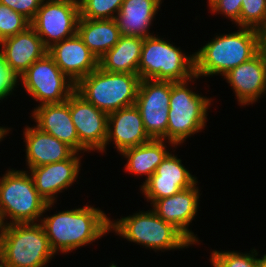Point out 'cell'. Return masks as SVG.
<instances>
[{"instance_id": "d6a6232c", "label": "cell", "mask_w": 266, "mask_h": 267, "mask_svg": "<svg viewBox=\"0 0 266 267\" xmlns=\"http://www.w3.org/2000/svg\"><path fill=\"white\" fill-rule=\"evenodd\" d=\"M11 130V127L9 128L8 126H0V143L2 142V140L4 141L5 137L9 134Z\"/></svg>"}, {"instance_id": "83f0119b", "label": "cell", "mask_w": 266, "mask_h": 267, "mask_svg": "<svg viewBox=\"0 0 266 267\" xmlns=\"http://www.w3.org/2000/svg\"><path fill=\"white\" fill-rule=\"evenodd\" d=\"M240 27L254 28L266 33V0H242Z\"/></svg>"}, {"instance_id": "836d02e7", "label": "cell", "mask_w": 266, "mask_h": 267, "mask_svg": "<svg viewBox=\"0 0 266 267\" xmlns=\"http://www.w3.org/2000/svg\"><path fill=\"white\" fill-rule=\"evenodd\" d=\"M4 228H5V223H4L2 216L0 214V248H1V243H2V239H3Z\"/></svg>"}, {"instance_id": "9a60e30c", "label": "cell", "mask_w": 266, "mask_h": 267, "mask_svg": "<svg viewBox=\"0 0 266 267\" xmlns=\"http://www.w3.org/2000/svg\"><path fill=\"white\" fill-rule=\"evenodd\" d=\"M198 181L191 187L180 192L157 199L152 205L155 213L165 222L174 225L194 245H200L198 235L194 234L189 225L195 219L200 205V188Z\"/></svg>"}, {"instance_id": "7402d4cb", "label": "cell", "mask_w": 266, "mask_h": 267, "mask_svg": "<svg viewBox=\"0 0 266 267\" xmlns=\"http://www.w3.org/2000/svg\"><path fill=\"white\" fill-rule=\"evenodd\" d=\"M163 0H124L115 21L122 36L146 38Z\"/></svg>"}, {"instance_id": "ac0fdd59", "label": "cell", "mask_w": 266, "mask_h": 267, "mask_svg": "<svg viewBox=\"0 0 266 267\" xmlns=\"http://www.w3.org/2000/svg\"><path fill=\"white\" fill-rule=\"evenodd\" d=\"M152 138L147 134L139 109L133 105L108 114L107 146L112 142L117 153L147 143Z\"/></svg>"}, {"instance_id": "6da1fadb", "label": "cell", "mask_w": 266, "mask_h": 267, "mask_svg": "<svg viewBox=\"0 0 266 267\" xmlns=\"http://www.w3.org/2000/svg\"><path fill=\"white\" fill-rule=\"evenodd\" d=\"M45 216V217H44ZM111 217L99 207L84 205L42 215L40 224L48 238L52 251L67 254L80 247L93 244L110 233Z\"/></svg>"}, {"instance_id": "9c48e42d", "label": "cell", "mask_w": 266, "mask_h": 267, "mask_svg": "<svg viewBox=\"0 0 266 267\" xmlns=\"http://www.w3.org/2000/svg\"><path fill=\"white\" fill-rule=\"evenodd\" d=\"M19 82L28 96L39 102L36 106L65 102L75 91V83L60 70L48 53L35 61L19 77Z\"/></svg>"}, {"instance_id": "2e32d148", "label": "cell", "mask_w": 266, "mask_h": 267, "mask_svg": "<svg viewBox=\"0 0 266 267\" xmlns=\"http://www.w3.org/2000/svg\"><path fill=\"white\" fill-rule=\"evenodd\" d=\"M229 84L238 105L258 103L266 95V54L261 50L247 62L241 63L223 76Z\"/></svg>"}, {"instance_id": "7c38bea8", "label": "cell", "mask_w": 266, "mask_h": 267, "mask_svg": "<svg viewBox=\"0 0 266 267\" xmlns=\"http://www.w3.org/2000/svg\"><path fill=\"white\" fill-rule=\"evenodd\" d=\"M171 151L158 165L154 174L140 185V193L152 205L157 199L172 196L193 186L197 177L182 164V160Z\"/></svg>"}, {"instance_id": "f35d334b", "label": "cell", "mask_w": 266, "mask_h": 267, "mask_svg": "<svg viewBox=\"0 0 266 267\" xmlns=\"http://www.w3.org/2000/svg\"><path fill=\"white\" fill-rule=\"evenodd\" d=\"M0 267H5L0 259Z\"/></svg>"}, {"instance_id": "e575fe53", "label": "cell", "mask_w": 266, "mask_h": 267, "mask_svg": "<svg viewBox=\"0 0 266 267\" xmlns=\"http://www.w3.org/2000/svg\"><path fill=\"white\" fill-rule=\"evenodd\" d=\"M258 251V259H259V266L260 267H266V254L260 256Z\"/></svg>"}, {"instance_id": "d4e9b609", "label": "cell", "mask_w": 266, "mask_h": 267, "mask_svg": "<svg viewBox=\"0 0 266 267\" xmlns=\"http://www.w3.org/2000/svg\"><path fill=\"white\" fill-rule=\"evenodd\" d=\"M143 40L121 35L118 43L98 60V67L108 72L138 74Z\"/></svg>"}, {"instance_id": "d590c367", "label": "cell", "mask_w": 266, "mask_h": 267, "mask_svg": "<svg viewBox=\"0 0 266 267\" xmlns=\"http://www.w3.org/2000/svg\"><path fill=\"white\" fill-rule=\"evenodd\" d=\"M262 50L266 54V33H264L263 40H262Z\"/></svg>"}, {"instance_id": "74e56055", "label": "cell", "mask_w": 266, "mask_h": 267, "mask_svg": "<svg viewBox=\"0 0 266 267\" xmlns=\"http://www.w3.org/2000/svg\"><path fill=\"white\" fill-rule=\"evenodd\" d=\"M4 40V38L0 35V44Z\"/></svg>"}, {"instance_id": "8992f818", "label": "cell", "mask_w": 266, "mask_h": 267, "mask_svg": "<svg viewBox=\"0 0 266 267\" xmlns=\"http://www.w3.org/2000/svg\"><path fill=\"white\" fill-rule=\"evenodd\" d=\"M138 75L141 80L186 81L195 76V57L180 46L154 34L144 38Z\"/></svg>"}, {"instance_id": "5bb4252c", "label": "cell", "mask_w": 266, "mask_h": 267, "mask_svg": "<svg viewBox=\"0 0 266 267\" xmlns=\"http://www.w3.org/2000/svg\"><path fill=\"white\" fill-rule=\"evenodd\" d=\"M83 155L75 152L69 159L28 169L36 190L47 203H56L58 194L78 182Z\"/></svg>"}, {"instance_id": "d6986e66", "label": "cell", "mask_w": 266, "mask_h": 267, "mask_svg": "<svg viewBox=\"0 0 266 267\" xmlns=\"http://www.w3.org/2000/svg\"><path fill=\"white\" fill-rule=\"evenodd\" d=\"M60 70L75 84L98 68V59L76 33L48 49Z\"/></svg>"}, {"instance_id": "f1b7e54d", "label": "cell", "mask_w": 266, "mask_h": 267, "mask_svg": "<svg viewBox=\"0 0 266 267\" xmlns=\"http://www.w3.org/2000/svg\"><path fill=\"white\" fill-rule=\"evenodd\" d=\"M31 21L8 6L0 4V35L5 39L26 30Z\"/></svg>"}, {"instance_id": "8fae6325", "label": "cell", "mask_w": 266, "mask_h": 267, "mask_svg": "<svg viewBox=\"0 0 266 267\" xmlns=\"http://www.w3.org/2000/svg\"><path fill=\"white\" fill-rule=\"evenodd\" d=\"M171 86V81H140L135 106L152 139L166 140Z\"/></svg>"}, {"instance_id": "ffe728a7", "label": "cell", "mask_w": 266, "mask_h": 267, "mask_svg": "<svg viewBox=\"0 0 266 267\" xmlns=\"http://www.w3.org/2000/svg\"><path fill=\"white\" fill-rule=\"evenodd\" d=\"M0 53L12 71L20 77L35 61L43 58L48 49L35 29L29 26L5 38L0 44Z\"/></svg>"}, {"instance_id": "4fadbf2b", "label": "cell", "mask_w": 266, "mask_h": 267, "mask_svg": "<svg viewBox=\"0 0 266 267\" xmlns=\"http://www.w3.org/2000/svg\"><path fill=\"white\" fill-rule=\"evenodd\" d=\"M69 108L79 142L89 152L105 153L108 114L86 101L76 91L69 97Z\"/></svg>"}, {"instance_id": "44dd1931", "label": "cell", "mask_w": 266, "mask_h": 267, "mask_svg": "<svg viewBox=\"0 0 266 267\" xmlns=\"http://www.w3.org/2000/svg\"><path fill=\"white\" fill-rule=\"evenodd\" d=\"M23 129L27 170L69 159L75 153L66 143L41 131L35 125H26Z\"/></svg>"}, {"instance_id": "e0dca14e", "label": "cell", "mask_w": 266, "mask_h": 267, "mask_svg": "<svg viewBox=\"0 0 266 267\" xmlns=\"http://www.w3.org/2000/svg\"><path fill=\"white\" fill-rule=\"evenodd\" d=\"M30 118L41 131L66 143L75 152L89 151L79 142V137L71 118L69 98L62 103L43 104L34 107Z\"/></svg>"}, {"instance_id": "3957f363", "label": "cell", "mask_w": 266, "mask_h": 267, "mask_svg": "<svg viewBox=\"0 0 266 267\" xmlns=\"http://www.w3.org/2000/svg\"><path fill=\"white\" fill-rule=\"evenodd\" d=\"M110 232L155 252L183 250L194 244L174 225L165 222L151 208L110 220Z\"/></svg>"}, {"instance_id": "277c9868", "label": "cell", "mask_w": 266, "mask_h": 267, "mask_svg": "<svg viewBox=\"0 0 266 267\" xmlns=\"http://www.w3.org/2000/svg\"><path fill=\"white\" fill-rule=\"evenodd\" d=\"M197 79L199 77L195 75L186 81L172 82L166 141L176 147L184 145L187 138L205 130L208 122L207 112L214 99L190 87Z\"/></svg>"}, {"instance_id": "8d00e7d4", "label": "cell", "mask_w": 266, "mask_h": 267, "mask_svg": "<svg viewBox=\"0 0 266 267\" xmlns=\"http://www.w3.org/2000/svg\"><path fill=\"white\" fill-rule=\"evenodd\" d=\"M109 267H119L117 266V264L114 263V261H112V263L110 265H108Z\"/></svg>"}, {"instance_id": "4316f807", "label": "cell", "mask_w": 266, "mask_h": 267, "mask_svg": "<svg viewBox=\"0 0 266 267\" xmlns=\"http://www.w3.org/2000/svg\"><path fill=\"white\" fill-rule=\"evenodd\" d=\"M79 18L90 20L115 19L124 0H78Z\"/></svg>"}, {"instance_id": "484cf974", "label": "cell", "mask_w": 266, "mask_h": 267, "mask_svg": "<svg viewBox=\"0 0 266 267\" xmlns=\"http://www.w3.org/2000/svg\"><path fill=\"white\" fill-rule=\"evenodd\" d=\"M211 266L213 267H260L258 250L251 248L249 252L212 250L210 253Z\"/></svg>"}, {"instance_id": "30bf717a", "label": "cell", "mask_w": 266, "mask_h": 267, "mask_svg": "<svg viewBox=\"0 0 266 267\" xmlns=\"http://www.w3.org/2000/svg\"><path fill=\"white\" fill-rule=\"evenodd\" d=\"M78 0H43L31 26L47 49L77 33Z\"/></svg>"}, {"instance_id": "52a82bcc", "label": "cell", "mask_w": 266, "mask_h": 267, "mask_svg": "<svg viewBox=\"0 0 266 267\" xmlns=\"http://www.w3.org/2000/svg\"><path fill=\"white\" fill-rule=\"evenodd\" d=\"M140 76L97 68L75 84V91L107 114L135 105Z\"/></svg>"}, {"instance_id": "f546056e", "label": "cell", "mask_w": 266, "mask_h": 267, "mask_svg": "<svg viewBox=\"0 0 266 267\" xmlns=\"http://www.w3.org/2000/svg\"><path fill=\"white\" fill-rule=\"evenodd\" d=\"M241 5L242 0H211L207 7L213 15L220 14L221 16L222 14L224 18H228L237 27H240Z\"/></svg>"}, {"instance_id": "4dcf8cb0", "label": "cell", "mask_w": 266, "mask_h": 267, "mask_svg": "<svg viewBox=\"0 0 266 267\" xmlns=\"http://www.w3.org/2000/svg\"><path fill=\"white\" fill-rule=\"evenodd\" d=\"M19 86V77L12 71L0 53V103L14 95Z\"/></svg>"}, {"instance_id": "7a4b0ae2", "label": "cell", "mask_w": 266, "mask_h": 267, "mask_svg": "<svg viewBox=\"0 0 266 267\" xmlns=\"http://www.w3.org/2000/svg\"><path fill=\"white\" fill-rule=\"evenodd\" d=\"M223 33L207 41L194 52L195 75L201 77L224 76L231 69L247 62L262 50L264 33L249 27Z\"/></svg>"}, {"instance_id": "cb8c5ba5", "label": "cell", "mask_w": 266, "mask_h": 267, "mask_svg": "<svg viewBox=\"0 0 266 267\" xmlns=\"http://www.w3.org/2000/svg\"><path fill=\"white\" fill-rule=\"evenodd\" d=\"M77 33L98 60L118 43L121 36L115 19L79 18Z\"/></svg>"}, {"instance_id": "ba28073f", "label": "cell", "mask_w": 266, "mask_h": 267, "mask_svg": "<svg viewBox=\"0 0 266 267\" xmlns=\"http://www.w3.org/2000/svg\"><path fill=\"white\" fill-rule=\"evenodd\" d=\"M55 255L40 223L5 225L0 248L5 267H46Z\"/></svg>"}, {"instance_id": "603a6c76", "label": "cell", "mask_w": 266, "mask_h": 267, "mask_svg": "<svg viewBox=\"0 0 266 267\" xmlns=\"http://www.w3.org/2000/svg\"><path fill=\"white\" fill-rule=\"evenodd\" d=\"M167 145L171 146L172 150L177 149L173 143L164 139H151L147 143L124 150L120 155L126 159L125 173L128 172L136 177L143 176L146 181L170 153Z\"/></svg>"}, {"instance_id": "1f68e13d", "label": "cell", "mask_w": 266, "mask_h": 267, "mask_svg": "<svg viewBox=\"0 0 266 267\" xmlns=\"http://www.w3.org/2000/svg\"><path fill=\"white\" fill-rule=\"evenodd\" d=\"M42 2L43 0H0V4L24 15L30 21L35 18Z\"/></svg>"}, {"instance_id": "5b68a950", "label": "cell", "mask_w": 266, "mask_h": 267, "mask_svg": "<svg viewBox=\"0 0 266 267\" xmlns=\"http://www.w3.org/2000/svg\"><path fill=\"white\" fill-rule=\"evenodd\" d=\"M54 204L39 195L28 170L8 168L0 177V214L5 225L39 223Z\"/></svg>"}]
</instances>
